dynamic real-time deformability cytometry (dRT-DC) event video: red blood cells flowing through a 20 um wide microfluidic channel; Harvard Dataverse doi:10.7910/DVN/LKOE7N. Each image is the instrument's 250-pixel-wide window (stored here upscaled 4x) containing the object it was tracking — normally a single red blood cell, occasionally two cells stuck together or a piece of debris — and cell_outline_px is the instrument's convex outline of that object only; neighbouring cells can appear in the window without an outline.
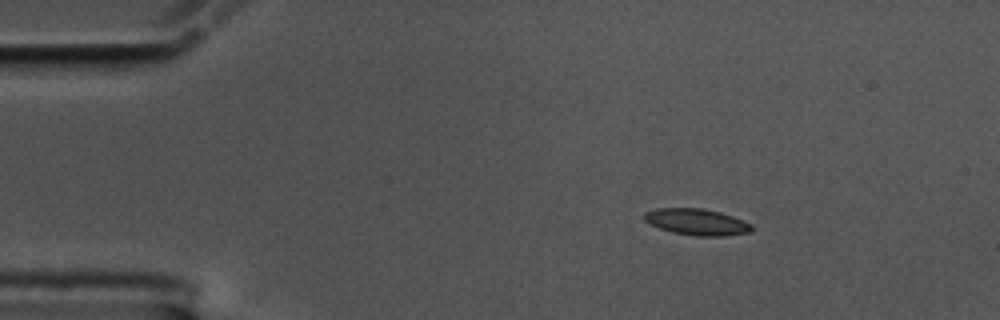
{"species": "common noctule bat (a hibernating species)", "species_latin": "Nyctalus noctula", "temperature_condition": "cold", "stored_images_in_passage": 49, "camera_frame_rate_fps": 3000, "um_per_image_px": 0.085, "animal": {"sex": "male", "body_mass_g": 17.5, "forearm_length_mm": 52.3}, "frame": {"image": 1, "passage_image": 1, "time_ms": 0.0, "image_size_px": [1000, 320], "cell_outline_px": [[752, 232], [724, 236], [696, 236], [672, 232], [660, 228], [644, 220], [644, 212], [656, 208], [704, 208], [720, 212], [732, 216], [752, 224]], "centroid_in_image_um": [59.24, 18.86], "position_along_channel_um": 25.8, "area_um2": 16.53}}
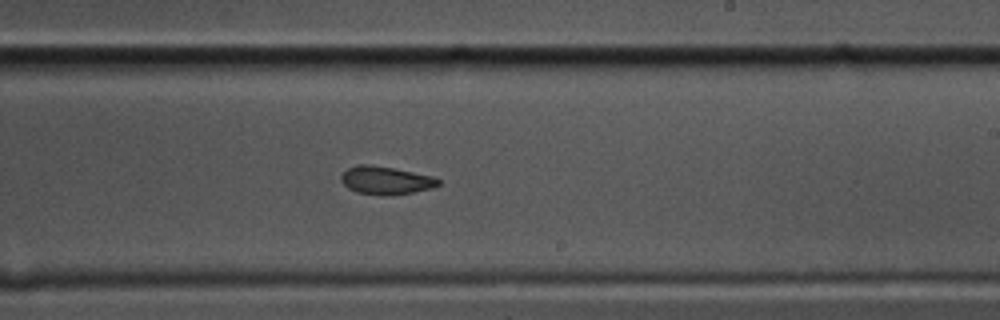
{"frame": {"image": 2, "passage_image": 26, "time_ms": 8.333, "image_size_px": [1000, 320], "cell_outline_px": [[440, 184], [432, 188], [412, 192], [384, 196], [380, 196], [356, 192], [348, 188], [340, 180], [340, 176], [348, 168], [356, 164], [368, 164], [396, 168], [432, 176], [440, 180]], "centroid_in_image_um": [32.77, 15.33], "position_along_channel_um": 256.2, "area_um2": 16.01}}
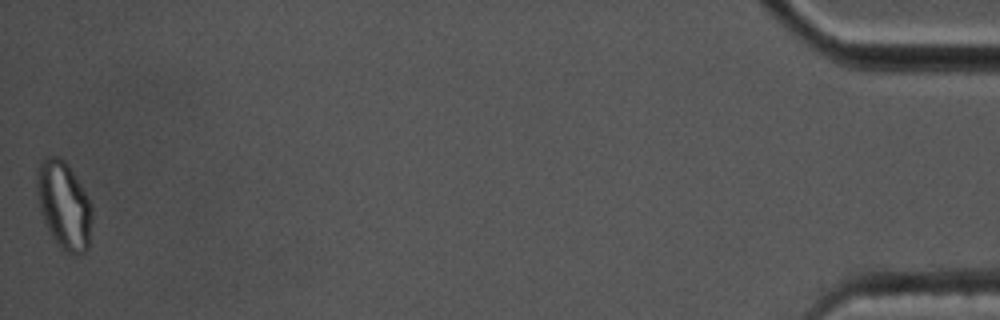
{"frame": {"image": 3, "passage_image": 49, "time_ms": 16.0, "image_size_px": [1000, 320], "cell_outline_px": [[92, 216], [88, 248], [84, 252], [76, 256], [72, 256], [64, 252], [60, 248], [52, 236], [40, 212], [36, 192], [36, 172], [40, 160], [44, 156], [60, 156], [64, 160], [80, 184], [92, 204]], "centroid_in_image_um": [5.42, 17.45], "position_along_channel_um": 429.8, "area_um2": 28.5}, "authors_computed_cell_mechanics": {"area_um2": 16.5308, "velocity_mm_per_s": 3.5232, "shape_relaxation_time_tau1_ms": 7.4042, "shape_relaxation_time_tau2_ms": 5.9558, "deformation_change_tau1": 0.156, "deformation_change_tau2": 0.105}}